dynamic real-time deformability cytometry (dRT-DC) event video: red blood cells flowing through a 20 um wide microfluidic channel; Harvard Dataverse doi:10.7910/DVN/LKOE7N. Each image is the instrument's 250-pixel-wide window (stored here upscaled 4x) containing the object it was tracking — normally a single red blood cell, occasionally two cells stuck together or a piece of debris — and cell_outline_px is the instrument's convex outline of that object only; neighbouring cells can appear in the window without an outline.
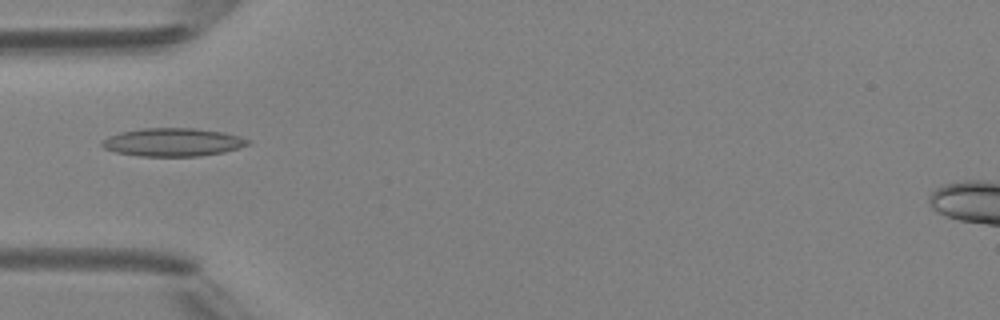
{"species": "Egyptian fruit bat (a non-hibernating species)", "species_latin": "Rousettus aegyptiacus", "temperature_condition": "room temperature", "stored_images_in_passage": 5, "camera_frame_rate_fps": 3000, "um_per_image_px": 0.085, "animal": {"sex": "female"}, "frame": {"image": 1, "passage_image": 5, "time_ms": 4.667, "image_size_px": [1000, 320], "cell_outline_px": [[252, 140], [248, 144], [224, 152], [200, 156], [140, 156], [116, 152], [104, 148], [100, 144], [100, 140], [108, 136], [120, 132], [140, 128], [196, 128], [224, 132], [240, 136]], "centroid_in_image_um": [14.67, 12.08], "position_along_channel_um": 70.3, "area_um2": 24.1}}